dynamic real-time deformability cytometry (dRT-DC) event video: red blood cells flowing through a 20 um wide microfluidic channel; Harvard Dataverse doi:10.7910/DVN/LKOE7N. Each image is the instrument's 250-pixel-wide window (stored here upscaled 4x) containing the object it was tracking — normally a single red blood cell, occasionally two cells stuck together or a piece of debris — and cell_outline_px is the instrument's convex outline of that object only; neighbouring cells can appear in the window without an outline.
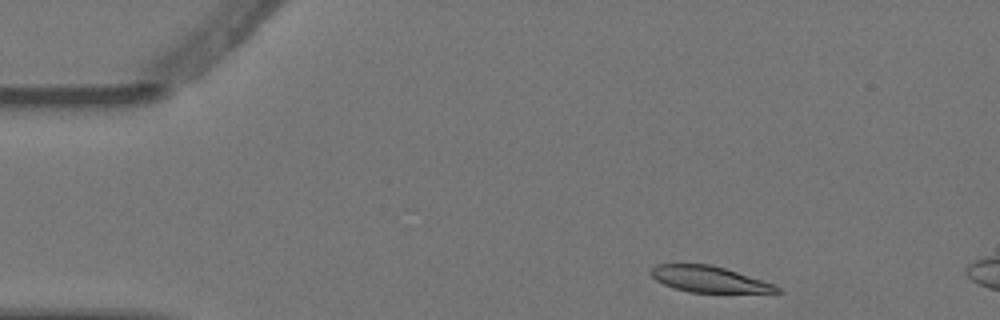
{"species": "Egyptian fruit bat (a non-hibernating species)", "species_latin": "Rousettus aegyptiacus", "temperature_condition": "warm", "stored_images_in_passage": 3, "camera_frame_rate_fps": 3000, "um_per_image_px": 0.085, "animal": {"sex": "female"}, "frame": {"image": 1, "passage_image": 1, "time_ms": 0.0, "image_size_px": [1000, 320], "cell_outline_px": [[784, 292], [688, 292], [664, 284], [656, 280], [648, 272], [656, 264], [708, 264], [724, 268], [776, 284]], "centroid_in_image_um": [60.27, 23.73], "position_along_channel_um": 24.7, "area_um2": 18.96}}